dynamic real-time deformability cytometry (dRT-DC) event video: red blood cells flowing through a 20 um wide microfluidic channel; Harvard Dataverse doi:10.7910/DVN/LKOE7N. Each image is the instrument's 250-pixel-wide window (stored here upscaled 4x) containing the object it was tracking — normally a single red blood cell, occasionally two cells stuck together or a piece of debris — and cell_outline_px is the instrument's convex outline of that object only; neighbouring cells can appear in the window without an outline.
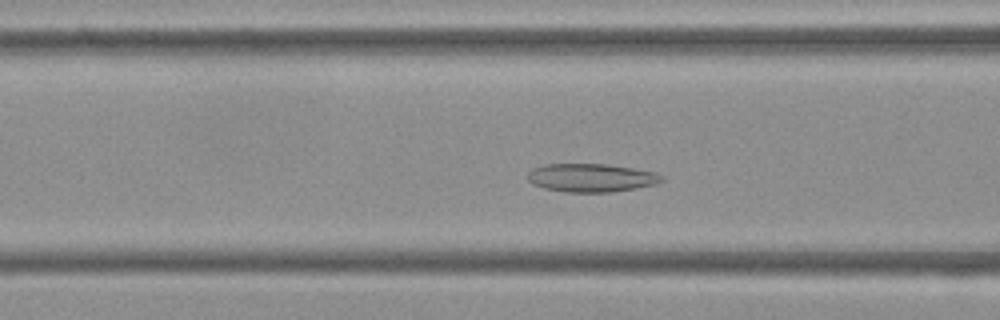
{"species": "Egyptian fruit bat (a non-hibernating species)", "species_latin": "Rousettus aegyptiacus", "temperature_condition": "cold", "stored_images_in_passage": 49, "camera_frame_rate_fps": 3000, "um_per_image_px": 0.085, "frame": {"image": 1, "passage_image": 16, "time_ms": 5.0, "image_size_px": [1000, 320], "cell_outline_px": [[664, 180], [656, 184], [636, 188], [612, 192], [568, 192], [544, 188], [532, 184], [528, 180], [528, 172], [532, 168], [544, 164], [608, 164], [656, 172], [664, 176]], "centroid_in_image_um": [50.26, 15.1], "position_along_channel_um": 116.3, "area_um2": 22.25}}
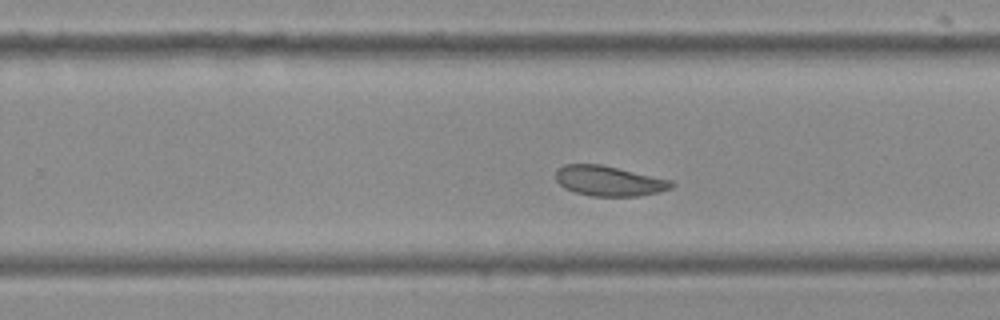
{"frame": {"image": 2, "passage_image": 29, "time_ms": 9.333, "image_size_px": [1000, 320], "cell_outline_px": [[676, 184], [672, 188], [660, 192], [636, 196], [592, 196], [576, 192], [564, 188], [556, 180], [556, 168], [564, 164], [600, 164], [672, 180]], "centroid_in_image_um": [51.77, 15.37], "position_along_channel_um": 278.0, "area_um2": 20.35}}
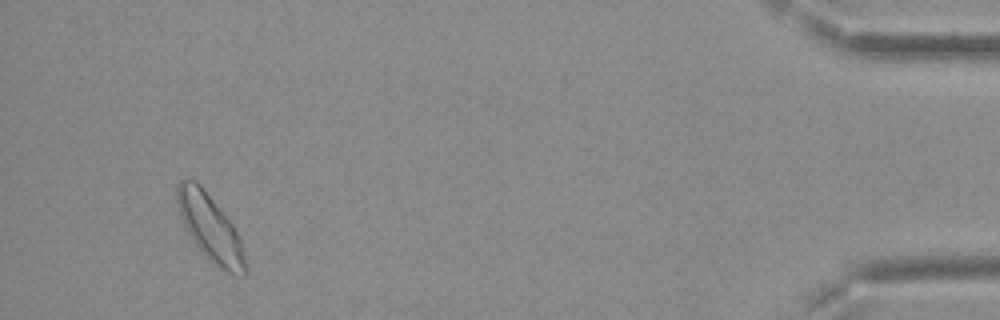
{"frame": {"image": 3, "passage_image": 46, "time_ms": 15.0, "image_size_px": [1000, 320], "cell_outline_px": [[248, 272], [244, 276], [228, 272], [220, 268], [192, 240], [180, 216], [176, 200], [176, 184], [180, 180], [196, 180], [200, 184], [232, 224], [240, 236], [248, 268]], "centroid_in_image_um": [17.88, 19.35], "position_along_channel_um": 417.3, "area_um2": 26.01}, "authors_computed_cell_mechanics": {"area_um2": 22.3108, "velocity_mm_per_s": 3.7297, "shape_relaxation_time_tau1_ms": null, "shape_relaxation_time_tau2_ms": 3.659, "deformation_change_tau1": null, "deformation_change_tau2": 0.0687}}